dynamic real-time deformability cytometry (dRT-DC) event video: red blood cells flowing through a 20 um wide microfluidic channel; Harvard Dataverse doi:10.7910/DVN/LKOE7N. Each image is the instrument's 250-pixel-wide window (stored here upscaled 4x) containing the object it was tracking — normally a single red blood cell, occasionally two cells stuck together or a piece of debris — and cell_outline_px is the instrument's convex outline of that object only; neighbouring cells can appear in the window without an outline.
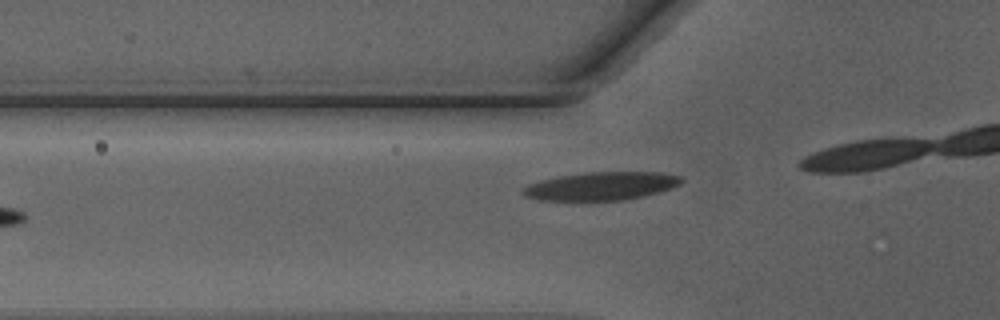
{"species": "Egyptian fruit bat (a non-hibernating species)", "species_latin": "Rousettus aegyptiacus", "temperature_condition": "warm", "stored_images_in_passage": 6, "camera_frame_rate_fps": 3000, "um_per_image_px": 0.085, "animal": {"sex": "male"}, "frame": {"image": 1, "passage_image": 2, "time_ms": 0.333, "image_size_px": [1000, 320], "cell_outline_px": [[684, 180], [680, 184], [672, 188], [644, 196], [620, 200], [540, 200], [524, 196], [520, 192], [528, 184], [540, 180], [560, 176], [588, 172], [660, 172], [684, 176]], "centroid_in_image_um": [51.13, 15.81], "position_along_channel_um": 74.7, "area_um2": 26.07}}
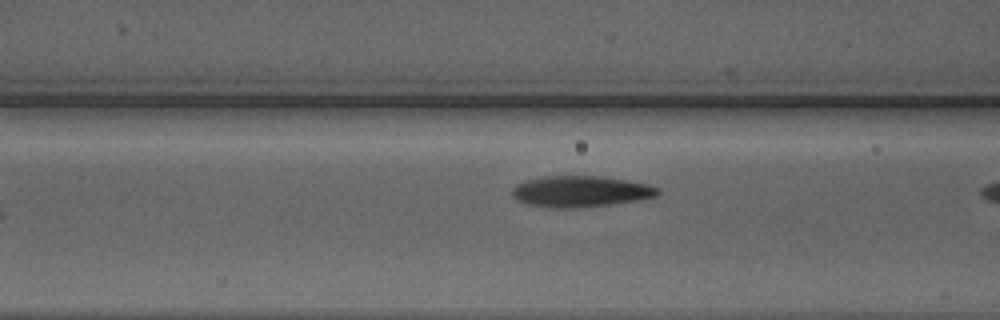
{"frame": {"image": 2, "passage_image": 5, "time_ms": 1.333, "image_size_px": [1000, 320], "cell_outline_px": [[660, 192], [656, 196], [640, 200], [608, 204], [572, 208], [556, 208], [528, 204], [516, 200], [512, 196], [512, 188], [516, 184], [528, 180], [544, 176], [600, 176], [628, 180], [648, 184], [656, 188]], "centroid_in_image_um": [49.33, 16.26], "position_along_channel_um": 117.3, "area_um2": 26.24}}